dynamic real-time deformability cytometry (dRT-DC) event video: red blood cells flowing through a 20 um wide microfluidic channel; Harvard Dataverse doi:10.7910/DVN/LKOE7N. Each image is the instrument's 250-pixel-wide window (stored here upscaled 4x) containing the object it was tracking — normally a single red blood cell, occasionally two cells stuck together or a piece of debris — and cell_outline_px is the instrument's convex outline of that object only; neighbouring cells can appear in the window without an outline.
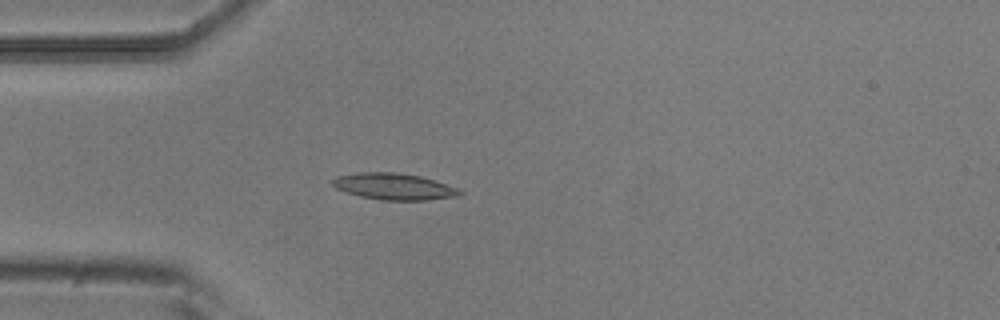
{"species": "common noctule bat (a hibernating species)", "species_latin": "Nyctalus noctula", "temperature_condition": "room temperature", "stored_images_in_passage": 4, "camera_frame_rate_fps": 3000, "um_per_image_px": 0.085, "animal": {"sex": "male", "body_mass_g": 20.5, "forearm_length_mm": 52.5}, "frame": {"image": 1, "passage_image": 4, "time_ms": 1.0, "image_size_px": [1000, 320], "cell_outline_px": [[464, 192], [460, 196], [428, 200], [380, 200], [360, 196], [336, 188], [332, 184], [332, 180], [336, 176], [360, 172], [396, 172], [420, 176], [456, 188]], "centroid_in_image_um": [33.48, 15.85], "position_along_channel_um": 51.5, "area_um2": 19.48}}